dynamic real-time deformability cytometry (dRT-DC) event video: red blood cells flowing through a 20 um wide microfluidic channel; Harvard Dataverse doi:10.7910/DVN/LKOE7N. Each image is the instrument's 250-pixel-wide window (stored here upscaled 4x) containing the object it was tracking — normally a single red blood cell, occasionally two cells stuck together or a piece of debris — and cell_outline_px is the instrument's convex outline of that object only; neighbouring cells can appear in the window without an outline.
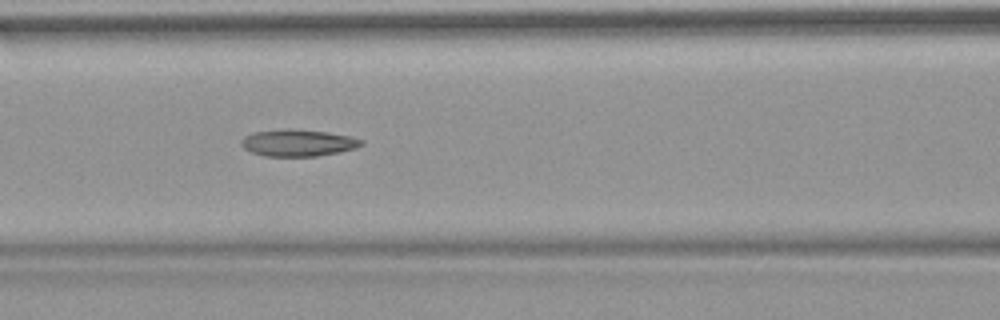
{"species": "common noctule bat (a hibernating species)", "species_latin": "Nyctalus noctula", "temperature_condition": "warm", "stored_images_in_passage": 53, "camera_frame_rate_fps": 3000, "um_per_image_px": 0.085, "animal": {"sex": "female", "body_mass_g": 18.4}, "frame": {"image": 1, "passage_image": 23, "time_ms": 7.333, "image_size_px": [1000, 320], "cell_outline_px": [[364, 144], [356, 148], [340, 152], [316, 156], [264, 156], [252, 152], [244, 148], [240, 144], [240, 140], [244, 136], [252, 132], [284, 128], [292, 128], [328, 132], [352, 136], [364, 140]], "centroid_in_image_um": [25.34, 12.12], "position_along_channel_um": 141.3, "area_um2": 19.13}, "authors_computed_cell_mechanics": {"area_um2": 19.3052, "velocity_mm_per_s": 3.8458, "shape_relaxation_time_tau1_ms": null, "shape_relaxation_time_tau2_ms": 3.1632, "deformation_change_tau1": null, "deformation_change_tau2": 0.118}}